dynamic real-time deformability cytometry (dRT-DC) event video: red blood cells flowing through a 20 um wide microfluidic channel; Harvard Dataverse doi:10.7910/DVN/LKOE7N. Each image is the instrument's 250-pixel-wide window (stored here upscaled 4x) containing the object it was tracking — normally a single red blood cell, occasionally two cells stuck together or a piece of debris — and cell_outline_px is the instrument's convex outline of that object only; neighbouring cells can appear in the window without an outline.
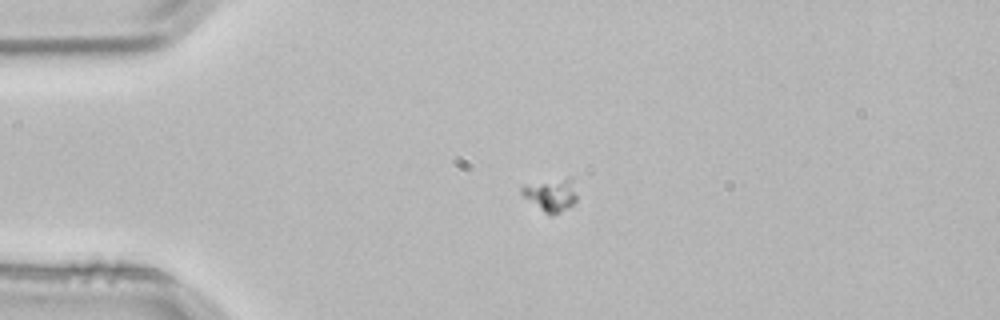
{"species": "common noctule bat (a hibernating species)", "species_latin": "Nyctalus noctula", "temperature_condition": "room temperature", "stored_images_in_passage": 4, "camera_frame_rate_fps": 3000, "um_per_image_px": 0.085, "animal": {"sex": "male", "body_mass_g": 21.5, "forearm_length_mm": 52.0}, "frame": {"image": 1, "passage_image": 2, "time_ms": 0.333, "image_size_px": [1000, 320], "cell_outline_px": [[576, 200], [572, 204], [560, 212], [552, 216], [548, 216], [524, 196], [520, 192], [520, 188], [524, 184], [572, 176], [576, 196]], "centroid_in_image_um": [46.82, 16.54], "position_along_channel_um": 38.2, "area_um2": 10.64}}
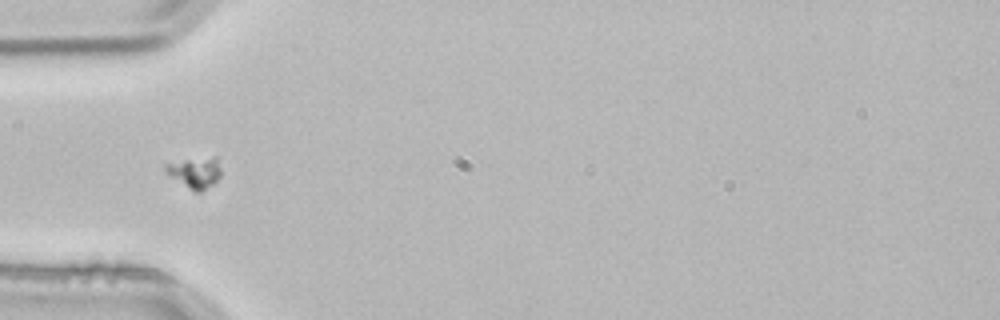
{"frame": {"image": 2, "passage_image": 3, "time_ms": 0.667, "image_size_px": [1000, 320], "cell_outline_px": [[220, 176], [212, 184], [200, 192], [192, 192], [168, 176], [164, 172], [164, 164], [188, 160], [216, 156], [220, 156]], "centroid_in_image_um": [16.56, 14.68], "position_along_channel_um": 68.4, "area_um2": 10.17}}